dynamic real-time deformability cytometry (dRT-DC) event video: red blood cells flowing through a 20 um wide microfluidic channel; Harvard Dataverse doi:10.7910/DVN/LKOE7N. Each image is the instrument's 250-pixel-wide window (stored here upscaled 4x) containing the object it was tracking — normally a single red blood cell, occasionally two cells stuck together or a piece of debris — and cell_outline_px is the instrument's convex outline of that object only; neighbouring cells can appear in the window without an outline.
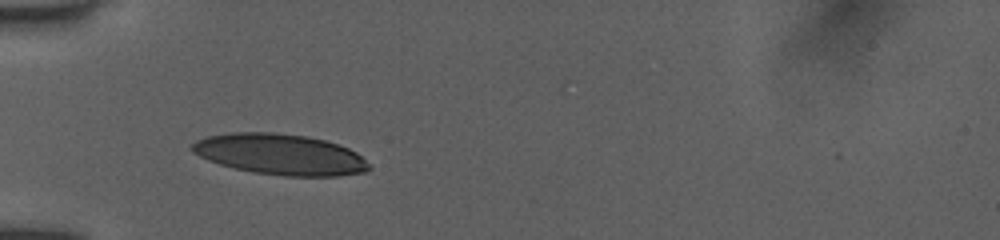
{"species": "human", "species_latin": "Homo sapiens", "temperature_condition": "room temperature", "stored_images_in_passage": 26, "camera_frame_rate_fps": 3000, "um_per_image_px": 0.085, "donor": {"sex": "female"}, "frame": {"image": 1, "passage_image": 4, "time_ms": 2.333, "image_size_px": [1000, 240], "cell_outline_px": [[372, 168], [364, 172], [336, 176], [284, 176], [252, 172], [232, 168], [208, 160], [192, 152], [188, 148], [196, 140], [208, 136], [232, 132], [272, 132], [308, 136], [324, 140], [348, 148], [356, 152]], "centroid_in_image_um": [23.77, 13.12], "position_along_channel_um": 61.2, "area_um2": 42.14}}
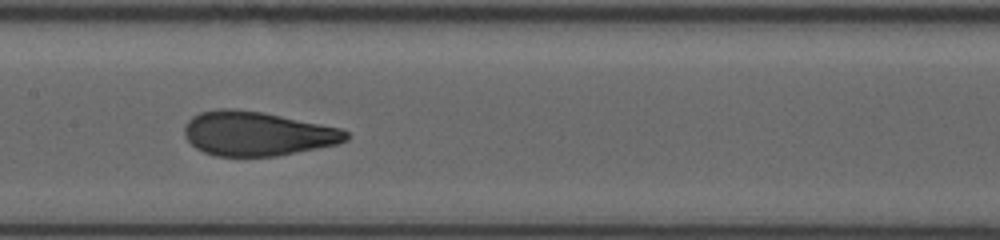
{"frame": {"image": 2, "passage_image": 10, "time_ms": 5.667, "image_size_px": [1000, 240], "cell_outline_px": [[348, 140], [336, 144], [276, 156], [216, 156], [204, 152], [196, 148], [184, 136], [184, 128], [188, 120], [192, 116], [200, 112], [220, 108], [228, 108], [260, 112], [340, 128], [348, 132]], "centroid_in_image_um": [21.82, 11.36], "position_along_channel_um": 185.6, "area_um2": 41.27}}
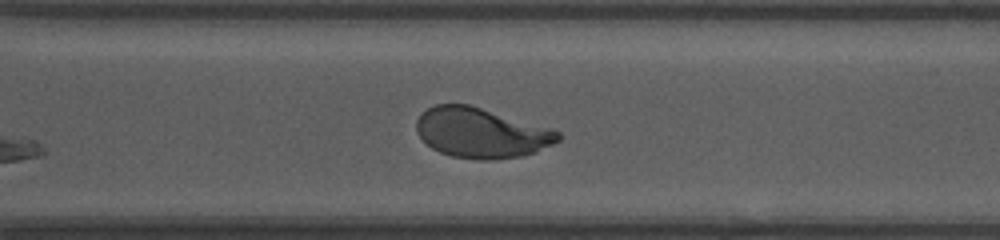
{"frame": {"image": 3, "passage_image": 19, "time_ms": 9.333, "image_size_px": [1000, 240], "cell_outline_px": [[560, 140], [552, 144], [524, 156], [488, 160], [480, 160], [452, 156], [440, 152], [432, 148], [416, 132], [416, 120], [428, 108], [436, 104], [468, 104], [548, 128], [560, 132]], "centroid_in_image_um": [40.87, 11.3], "position_along_channel_um": 329.7, "area_um2": 40.69}, "authors_computed_cell_mechanics": {"area_um2": 42.0784, "velocity_mm_per_s": 3.9614, "shape_relaxation_time_tau1_ms": 4.1727, "shape_relaxation_time_tau2_ms": null, "deformation_change_tau1": 0.2188, "deformation_change_tau2": null}}